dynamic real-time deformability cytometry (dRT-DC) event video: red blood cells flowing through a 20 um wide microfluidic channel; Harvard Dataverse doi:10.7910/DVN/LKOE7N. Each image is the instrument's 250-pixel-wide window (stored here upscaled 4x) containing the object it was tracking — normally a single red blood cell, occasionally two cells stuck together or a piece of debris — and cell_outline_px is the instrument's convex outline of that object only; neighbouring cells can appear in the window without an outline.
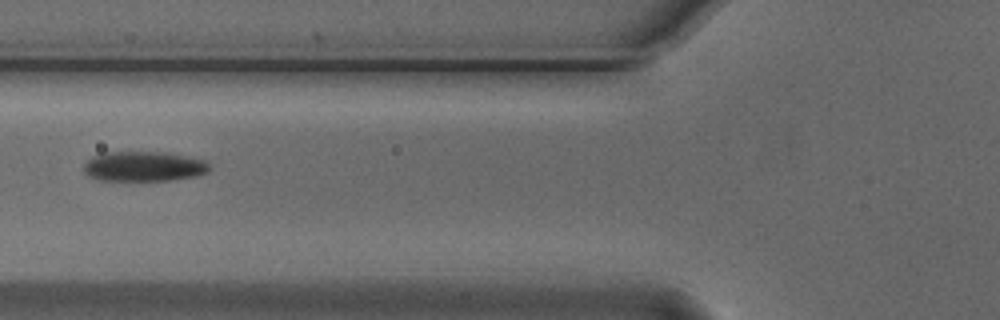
{"species": "Egyptian fruit bat (a non-hibernating species)", "species_latin": "Rousettus aegyptiacus", "temperature_condition": "cold", "stored_images_in_passage": 6, "camera_frame_rate_fps": 3000, "um_per_image_px": 0.085, "animal": {"sex": "male"}, "frame": {"image": 1, "passage_image": 6, "time_ms": 1.667, "image_size_px": [1000, 320], "cell_outline_px": [[212, 168], [208, 172], [196, 176], [172, 180], [100, 180], [88, 176], [84, 172], [84, 164], [92, 156], [104, 152], [164, 152], [204, 160]], "centroid_in_image_um": [12.22, 14.14], "position_along_channel_um": 113.6, "area_um2": 21.91}}